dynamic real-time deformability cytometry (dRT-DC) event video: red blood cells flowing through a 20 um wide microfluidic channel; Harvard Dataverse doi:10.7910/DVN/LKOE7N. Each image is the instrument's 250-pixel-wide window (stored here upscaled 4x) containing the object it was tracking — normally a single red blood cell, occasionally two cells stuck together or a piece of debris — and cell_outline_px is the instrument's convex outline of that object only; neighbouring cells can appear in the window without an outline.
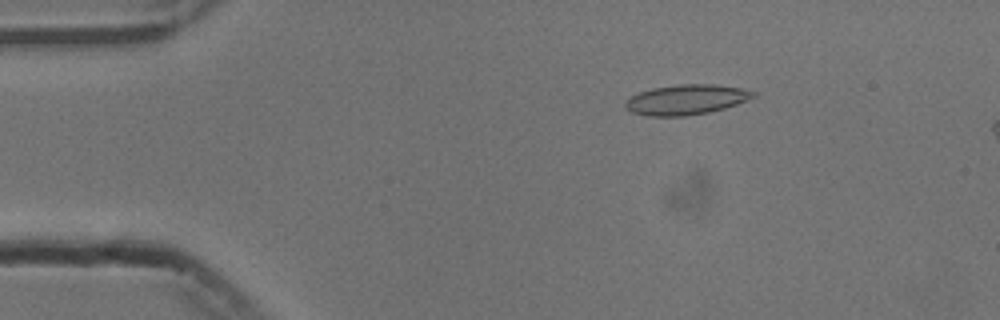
{"species": "common noctule bat (a hibernating species)", "species_latin": "Nyctalus noctula", "temperature_condition": "cold", "stored_images_in_passage": 54, "camera_frame_rate_fps": 3000, "um_per_image_px": 0.085, "animal": {"sex": "male", "body_mass_g": 13.3}, "frame": {"image": 1, "passage_image": 8, "time_ms": 2.333, "image_size_px": [1000, 320], "cell_outline_px": [[756, 96], [736, 104], [724, 108], [708, 112], [684, 116], [648, 116], [632, 112], [624, 108], [624, 104], [632, 96], [640, 92], [652, 88], [680, 84], [712, 84], [740, 88], [756, 92]], "centroid_in_image_um": [58.31, 8.47], "position_along_channel_um": 26.7, "area_um2": 22.2}}
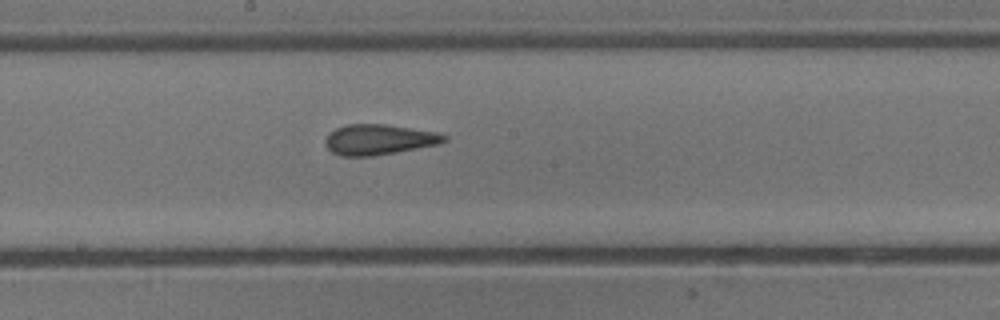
{"frame": {"image": 2, "passage_image": 28, "time_ms": 9.0, "image_size_px": [1000, 320], "cell_outline_px": [[448, 140], [440, 144], [396, 152], [372, 156], [340, 156], [332, 152], [324, 144], [324, 140], [336, 128], [348, 124], [388, 124], [436, 132], [448, 136]], "centroid_in_image_um": [32.23, 11.86], "position_along_channel_um": 216.0, "area_um2": 21.1}}
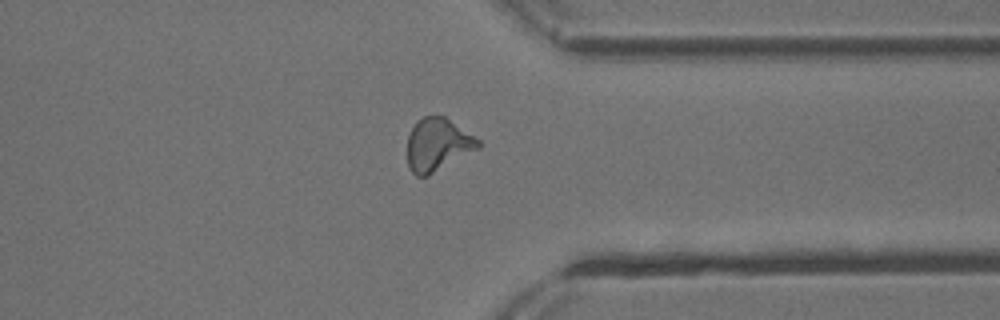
{"frame": {"image": 3, "passage_image": 41, "time_ms": 13.333, "image_size_px": [1000, 320], "cell_outline_px": [[480, 148], [428, 176], [416, 176], [412, 172], [408, 164], [408, 136], [412, 128], [424, 116], [444, 116], [480, 140]], "centroid_in_image_um": [37.22, 12.32], "position_along_channel_um": 374.2, "area_um2": 21.56}, "authors_computed_cell_mechanics": {"area_um2": 20.9236, "velocity_mm_per_s": 3.7571, "shape_relaxation_time_tau1_ms": 7.1604, "shape_relaxation_time_tau2_ms": 1.8962, "deformation_change_tau1": 0.2042, "deformation_change_tau2": 0.1082}}